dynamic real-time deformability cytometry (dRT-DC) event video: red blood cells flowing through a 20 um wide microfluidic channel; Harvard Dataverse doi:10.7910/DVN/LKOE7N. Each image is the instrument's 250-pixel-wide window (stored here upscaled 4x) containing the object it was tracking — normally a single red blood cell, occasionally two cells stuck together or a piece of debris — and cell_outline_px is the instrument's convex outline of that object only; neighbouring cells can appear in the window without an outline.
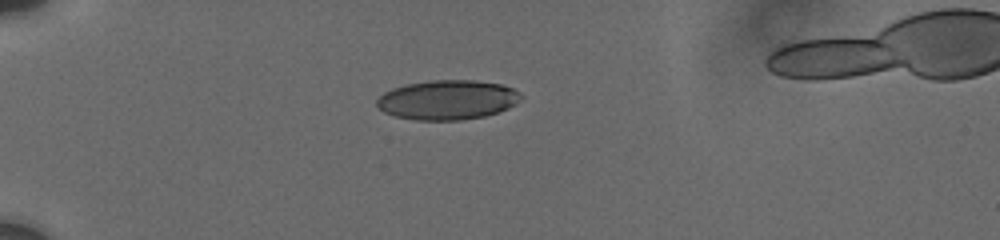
{"species": "human", "species_latin": "Homo sapiens", "temperature_condition": "cold", "stored_images_in_passage": 12, "camera_frame_rate_fps": 3000, "um_per_image_px": 0.085, "donor": {"sex": "male"}, "frame": {"image": 1, "passage_image": 5, "time_ms": 1.0, "image_size_px": [1000, 240], "cell_outline_px": [[524, 96], [516, 104], [508, 108], [484, 116], [460, 120], [416, 120], [392, 116], [376, 108], [376, 100], [384, 92], [392, 88], [408, 84], [432, 80], [472, 80], [500, 84], [512, 88], [520, 92]], "centroid_in_image_um": [38.01, 8.49], "position_along_channel_um": 47.0, "area_um2": 33.35}}
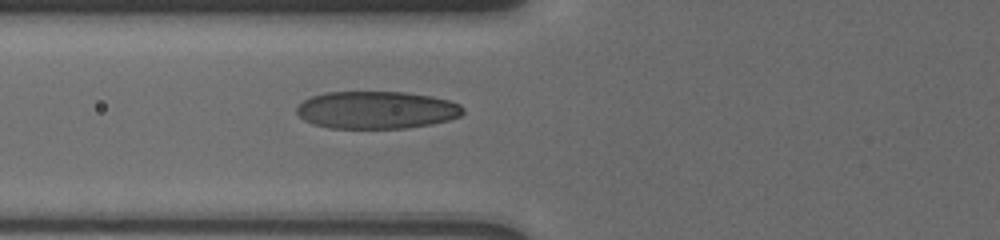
{"frame": {"image": 2, "passage_image": 12, "time_ms": 3.333, "image_size_px": [1000, 240], "cell_outline_px": [[464, 112], [460, 116], [448, 120], [432, 124], [408, 128], [328, 128], [312, 124], [304, 120], [296, 112], [296, 108], [304, 100], [312, 96], [324, 92], [404, 92], [432, 96], [448, 100], [460, 104], [464, 108]], "centroid_in_image_um": [32.01, 9.35], "position_along_channel_um": 93.8, "area_um2": 36.53}}